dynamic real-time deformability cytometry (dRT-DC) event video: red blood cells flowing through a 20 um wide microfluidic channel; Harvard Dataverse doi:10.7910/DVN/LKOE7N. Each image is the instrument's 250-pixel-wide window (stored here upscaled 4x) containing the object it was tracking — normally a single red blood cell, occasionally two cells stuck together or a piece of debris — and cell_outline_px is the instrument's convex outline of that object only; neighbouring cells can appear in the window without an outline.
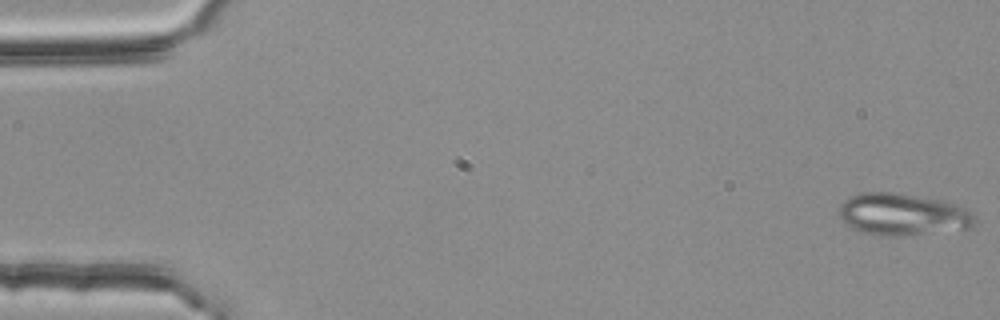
{"species": "common noctule bat (a hibernating species)", "species_latin": "Nyctalus noctula", "temperature_condition": "room temperature", "stored_images_in_passage": 17, "camera_frame_rate_fps": 3000, "um_per_image_px": 0.085, "animal": {"sex": "female", "body_mass_g": 25.1}, "frame": {"image": 1, "passage_image": 1, "time_ms": 0.0, "image_size_px": [1000, 320], "cell_outline_px": [[976, 216], [972, 228], [904, 236], [884, 236], [860, 232], [852, 228], [840, 220], [840, 204], [844, 200], [860, 192], [892, 192], [948, 200], [960, 204], [972, 212]], "centroid_in_image_um": [76.77, 18.22], "position_along_channel_um": 8.2, "area_um2": 33.87}}